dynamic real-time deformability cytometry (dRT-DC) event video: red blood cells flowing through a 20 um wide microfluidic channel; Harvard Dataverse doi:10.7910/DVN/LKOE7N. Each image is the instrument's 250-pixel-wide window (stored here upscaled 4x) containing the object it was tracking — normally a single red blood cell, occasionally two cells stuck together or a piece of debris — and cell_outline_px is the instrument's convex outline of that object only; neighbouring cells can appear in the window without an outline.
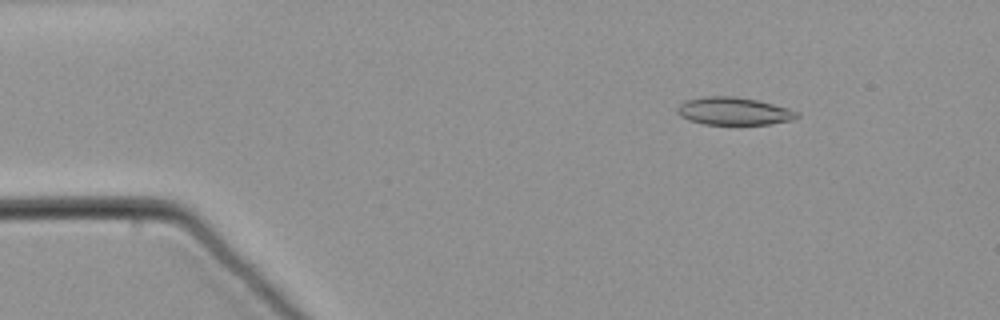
{"species": "common noctule bat (a hibernating species)", "species_latin": "Nyctalus noctula", "temperature_condition": "warm", "stored_images_in_passage": 10, "camera_frame_rate_fps": 3000, "um_per_image_px": 0.085, "animal": {"sex": "male", "body_mass_g": 21.5, "forearm_length_mm": 52.0}, "frame": {"image": 1, "passage_image": 6, "time_ms": 1.667, "image_size_px": [1000, 320], "cell_outline_px": [[800, 116], [792, 120], [768, 124], [704, 124], [688, 120], [680, 116], [676, 112], [676, 108], [684, 100], [704, 96], [732, 96], [756, 100], [788, 108], [800, 112]], "centroid_in_image_um": [62.34, 9.44], "position_along_channel_um": 22.7, "area_um2": 19.36}}